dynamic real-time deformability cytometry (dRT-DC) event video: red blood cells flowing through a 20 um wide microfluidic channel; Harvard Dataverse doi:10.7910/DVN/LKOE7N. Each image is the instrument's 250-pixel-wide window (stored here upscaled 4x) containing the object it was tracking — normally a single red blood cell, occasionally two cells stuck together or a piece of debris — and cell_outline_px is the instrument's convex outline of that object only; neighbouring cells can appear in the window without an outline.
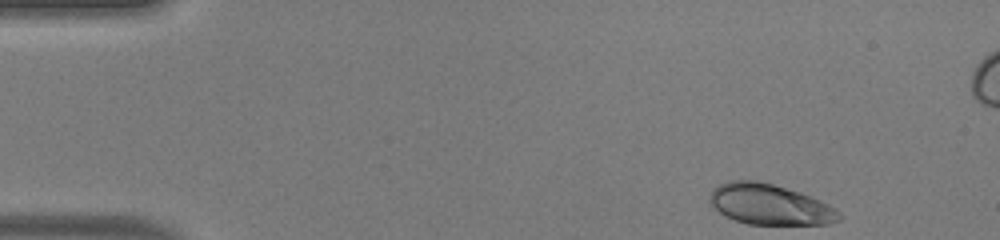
{"species": "human", "species_latin": "Homo sapiens", "temperature_condition": "warm", "stored_images_in_passage": 46, "camera_frame_rate_fps": 3000, "um_per_image_px": 0.085, "donor": {"sex": "male"}, "frame": {"image": 1, "passage_image": 1, "time_ms": 0.0, "image_size_px": [1000, 240], "cell_outline_px": [[844, 216], [840, 220], [828, 224], [748, 224], [724, 216], [712, 204], [712, 188], [728, 180], [756, 180], [772, 184], [800, 192], [828, 204], [836, 208]], "centroid_in_image_um": [65.47, 17.38], "position_along_channel_um": 19.5, "area_um2": 30.4}}
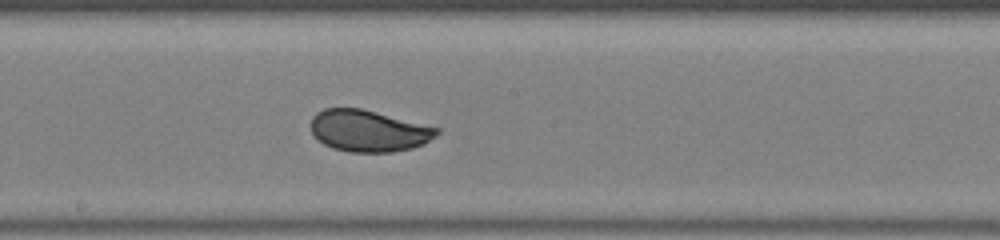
{"frame": {"image": 2, "passage_image": 23, "time_ms": 7.333, "image_size_px": [1000, 240], "cell_outline_px": [[440, 132], [436, 136], [424, 144], [412, 148], [392, 152], [348, 152], [332, 148], [316, 140], [312, 132], [312, 116], [316, 112], [324, 108], [360, 108], [440, 128]], "centroid_in_image_um": [31.32, 11.13], "position_along_channel_um": 216.9, "area_um2": 30.63}}
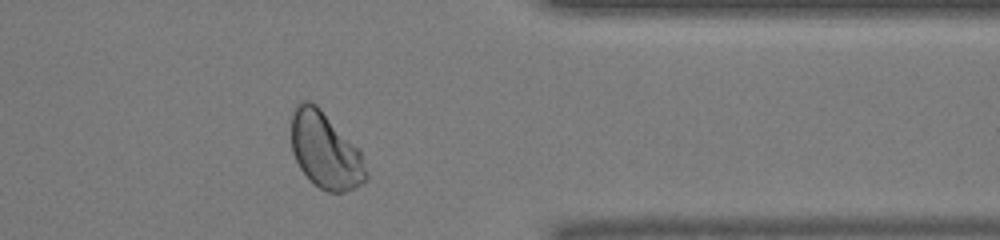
{"frame": {"image": 3, "passage_image": 36, "time_ms": 11.667, "image_size_px": [1000, 240], "cell_outline_px": [[368, 180], [344, 192], [328, 192], [320, 188], [300, 168], [292, 152], [292, 112], [296, 104], [300, 100], [308, 100], [316, 104], [360, 148], [368, 172]], "centroid_in_image_um": [27.68, 12.76], "position_along_channel_um": 383.7, "area_um2": 33.35}, "authors_computed_cell_mechanics": {"area_um2": 31.1253, "velocity_mm_per_s": 4.1224, "shape_relaxation_time_tau1_ms": 3.1367, "shape_relaxation_time_tau2_ms": null, "deformation_change_tau1": 0.129, "deformation_change_tau2": null}}